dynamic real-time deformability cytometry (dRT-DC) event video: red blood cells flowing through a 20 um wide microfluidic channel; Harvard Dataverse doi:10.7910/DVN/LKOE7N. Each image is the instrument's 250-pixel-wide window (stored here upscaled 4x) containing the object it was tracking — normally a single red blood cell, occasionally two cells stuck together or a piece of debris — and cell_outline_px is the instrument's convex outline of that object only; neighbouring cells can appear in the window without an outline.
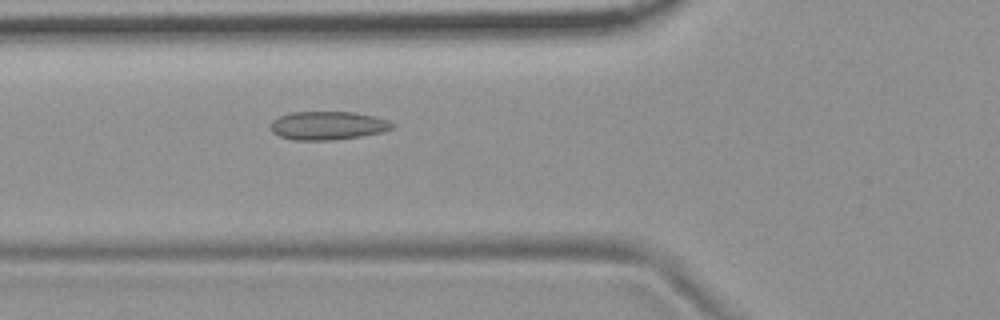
{"species": "common noctule bat (a hibernating species)", "species_latin": "Nyctalus noctula", "temperature_condition": "room temperature", "stored_images_in_passage": 3, "camera_frame_rate_fps": 3000, "um_per_image_px": 0.085, "animal": {"sex": "female", "body_mass_g": 19.9}, "frame": {"image": 1, "passage_image": 3, "time_ms": 2.333, "image_size_px": [1000, 320], "cell_outline_px": [[396, 128], [380, 132], [360, 136], [332, 140], [292, 140], [280, 136], [272, 132], [272, 120], [280, 116], [292, 112], [352, 112], [372, 116], [388, 120], [396, 124]], "centroid_in_image_um": [27.88, 10.67], "position_along_channel_um": 97.9, "area_um2": 20.06}}